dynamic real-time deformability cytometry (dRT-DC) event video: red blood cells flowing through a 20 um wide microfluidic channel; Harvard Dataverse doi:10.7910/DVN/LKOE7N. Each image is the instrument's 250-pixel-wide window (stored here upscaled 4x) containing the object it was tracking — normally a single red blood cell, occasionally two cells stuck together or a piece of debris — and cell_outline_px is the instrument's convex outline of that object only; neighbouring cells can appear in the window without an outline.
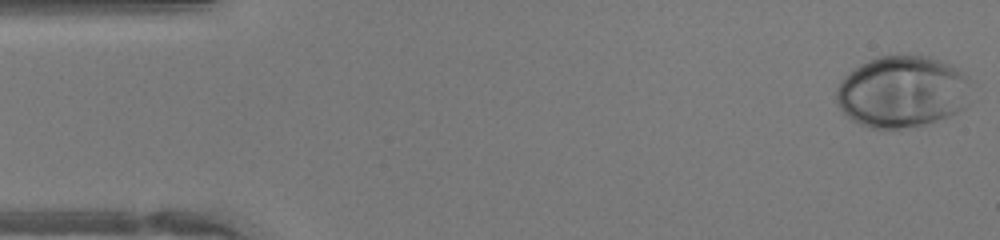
{"species": "human", "species_latin": "Homo sapiens", "temperature_condition": "warm", "stored_images_in_passage": 46, "camera_frame_rate_fps": 3000, "um_per_image_px": 0.085, "donor": {"sex": "female"}, "frame": {"image": 1, "passage_image": 1, "time_ms": 0.0, "image_size_px": [1000, 240], "cell_outline_px": [[968, 104], [964, 108], [948, 116], [924, 124], [900, 128], [868, 128], [852, 120], [840, 108], [836, 100], [836, 88], [840, 80], [852, 68], [876, 56], [928, 56], [940, 60], [956, 68], [968, 76]], "centroid_in_image_um": [76.65, 7.78], "position_along_channel_um": 8.3, "area_um2": 56.18}}
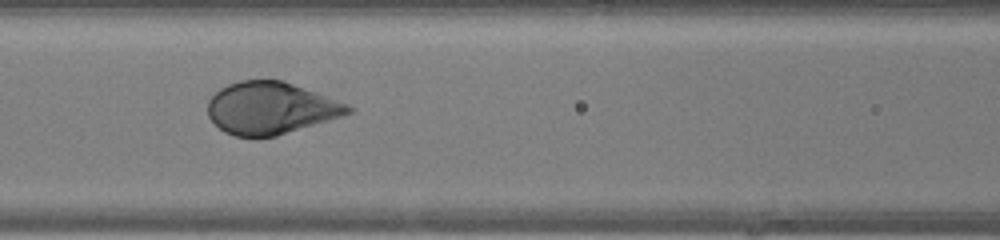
{"frame": {"image": 2, "passage_image": 19, "time_ms": 6.0, "image_size_px": [1000, 240], "cell_outline_px": [[352, 112], [340, 116], [276, 136], [236, 136], [224, 132], [208, 116], [208, 100], [220, 88], [228, 84], [240, 80], [280, 80], [292, 84], [324, 96], [344, 104], [352, 108]], "centroid_in_image_um": [22.92, 9.19], "position_along_channel_um": 143.7, "area_um2": 41.56}}
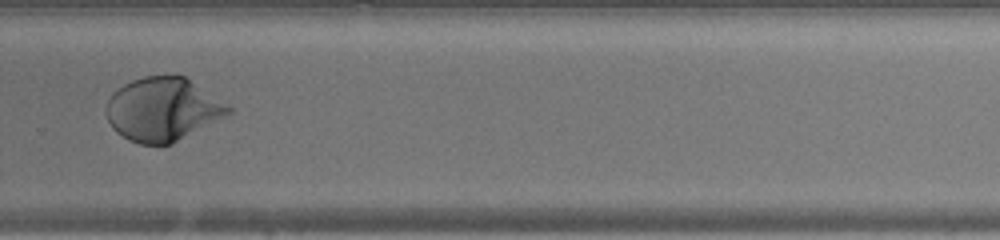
{"frame": {"image": 3, "passage_image": 31, "time_ms": 10.0, "image_size_px": [1000, 240], "cell_outline_px": [[232, 112], [172, 144], [140, 144], [128, 140], [116, 132], [112, 128], [108, 120], [108, 100], [112, 92], [124, 84], [132, 80], [144, 76], [184, 76], [232, 108]], "centroid_in_image_um": [13.8, 9.3], "position_along_channel_um": 316.0, "area_um2": 44.45}, "authors_computed_cell_mechanics": {"area_um2": 45.6331, "velocity_mm_per_s": 4.3183, "shape_relaxation_time_tau1_ms": 2.6735, "shape_relaxation_time_tau2_ms": null, "deformation_change_tau1": 0.1752, "deformation_change_tau2": null}}